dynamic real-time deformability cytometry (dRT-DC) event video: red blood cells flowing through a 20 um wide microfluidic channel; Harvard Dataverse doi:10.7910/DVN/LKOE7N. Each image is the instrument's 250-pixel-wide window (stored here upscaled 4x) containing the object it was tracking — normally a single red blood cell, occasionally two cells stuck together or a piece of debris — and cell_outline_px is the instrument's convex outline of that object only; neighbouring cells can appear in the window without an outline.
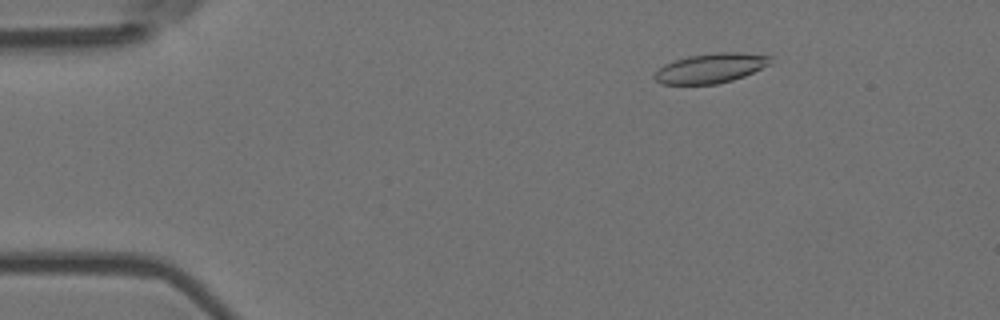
{"species": "Egyptian fruit bat (a non-hibernating species)", "species_latin": "Rousettus aegyptiacus", "temperature_condition": "room temperature", "stored_images_in_passage": 56, "camera_frame_rate_fps": 3000, "um_per_image_px": 0.085, "animal": {"sex": "female"}, "frame": {"image": 1, "passage_image": 9, "time_ms": 2.667, "image_size_px": [1000, 320], "cell_outline_px": [[772, 64], [744, 76], [732, 80], [716, 84], [660, 84], [652, 76], [664, 64], [688, 56], [716, 52], [744, 52], [772, 56]], "centroid_in_image_um": [60.45, 5.78], "position_along_channel_um": 24.5, "area_um2": 20.17}}
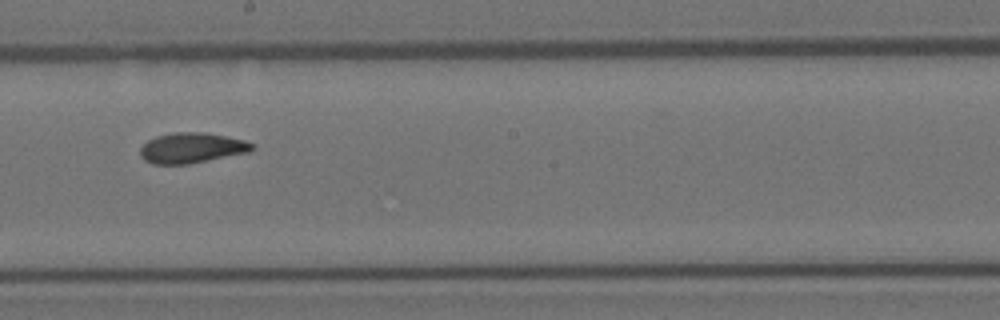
{"frame": {"image": 2, "passage_image": 32, "time_ms": 10.333, "image_size_px": [1000, 320], "cell_outline_px": [[256, 148], [248, 152], [188, 164], [152, 164], [144, 160], [140, 156], [140, 148], [148, 140], [156, 136], [172, 132], [204, 132], [244, 140], [256, 144]], "centroid_in_image_um": [16.29, 12.57], "position_along_channel_um": 231.9, "area_um2": 19.83}}
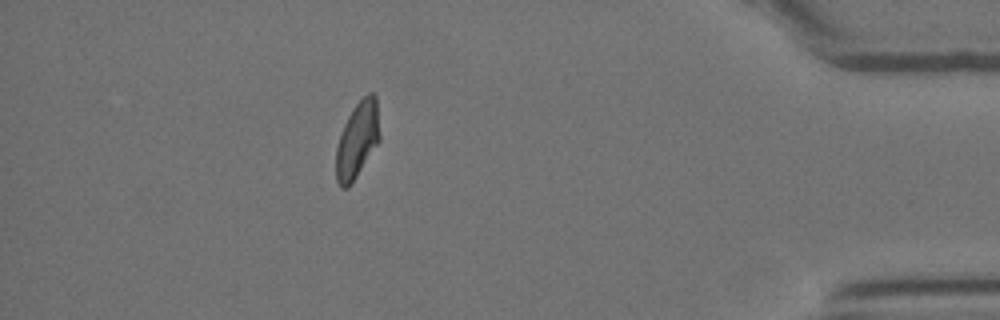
{"frame": {"image": 3, "passage_image": 50, "time_ms": 16.333, "image_size_px": [1000, 320], "cell_outline_px": [[380, 140], [348, 188], [340, 188], [336, 180], [336, 148], [340, 132], [352, 108], [368, 92], [372, 92], [376, 96], [380, 136]], "centroid_in_image_um": [30.36, 11.88], "position_along_channel_um": 404.8, "area_um2": 19.36}, "authors_computed_cell_mechanics": {"area_um2": 19.7098, "velocity_mm_per_s": 3.6599, "shape_relaxation_time_tau1_ms": null, "shape_relaxation_time_tau2_ms": 2.2896, "deformation_change_tau1": null, "deformation_change_tau2": 0.0776}}